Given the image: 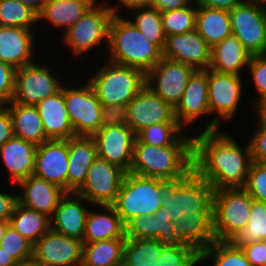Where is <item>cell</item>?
Segmentation results:
<instances>
[{"label":"cell","instance_id":"1","mask_svg":"<svg viewBox=\"0 0 266 266\" xmlns=\"http://www.w3.org/2000/svg\"><path fill=\"white\" fill-rule=\"evenodd\" d=\"M224 130L193 136V169L213 190L243 188L253 162L249 141L240 146Z\"/></svg>","mask_w":266,"mask_h":266},{"label":"cell","instance_id":"2","mask_svg":"<svg viewBox=\"0 0 266 266\" xmlns=\"http://www.w3.org/2000/svg\"><path fill=\"white\" fill-rule=\"evenodd\" d=\"M107 60L138 68L145 73L163 57V52L151 43L128 18L114 15L109 26Z\"/></svg>","mask_w":266,"mask_h":266},{"label":"cell","instance_id":"3","mask_svg":"<svg viewBox=\"0 0 266 266\" xmlns=\"http://www.w3.org/2000/svg\"><path fill=\"white\" fill-rule=\"evenodd\" d=\"M193 145L151 146L135 139L130 173L150 178L175 179L193 167Z\"/></svg>","mask_w":266,"mask_h":266},{"label":"cell","instance_id":"4","mask_svg":"<svg viewBox=\"0 0 266 266\" xmlns=\"http://www.w3.org/2000/svg\"><path fill=\"white\" fill-rule=\"evenodd\" d=\"M87 81L101 104H128L146 85V73L109 60Z\"/></svg>","mask_w":266,"mask_h":266},{"label":"cell","instance_id":"5","mask_svg":"<svg viewBox=\"0 0 266 266\" xmlns=\"http://www.w3.org/2000/svg\"><path fill=\"white\" fill-rule=\"evenodd\" d=\"M111 206L124 224L140 214L154 215L162 207L159 179L126 173Z\"/></svg>","mask_w":266,"mask_h":266},{"label":"cell","instance_id":"6","mask_svg":"<svg viewBox=\"0 0 266 266\" xmlns=\"http://www.w3.org/2000/svg\"><path fill=\"white\" fill-rule=\"evenodd\" d=\"M253 197L244 188H224L213 192V232L215 240L227 241L249 221Z\"/></svg>","mask_w":266,"mask_h":266},{"label":"cell","instance_id":"7","mask_svg":"<svg viewBox=\"0 0 266 266\" xmlns=\"http://www.w3.org/2000/svg\"><path fill=\"white\" fill-rule=\"evenodd\" d=\"M113 16L107 2L96 3L63 34L64 45L69 46L75 57L86 55L105 41L109 46V26Z\"/></svg>","mask_w":266,"mask_h":266},{"label":"cell","instance_id":"8","mask_svg":"<svg viewBox=\"0 0 266 266\" xmlns=\"http://www.w3.org/2000/svg\"><path fill=\"white\" fill-rule=\"evenodd\" d=\"M242 76L215 72L208 68V105L215 115L202 131H217L223 120L235 117L242 96Z\"/></svg>","mask_w":266,"mask_h":266},{"label":"cell","instance_id":"9","mask_svg":"<svg viewBox=\"0 0 266 266\" xmlns=\"http://www.w3.org/2000/svg\"><path fill=\"white\" fill-rule=\"evenodd\" d=\"M232 34L251 55L266 54V8L255 0L230 11Z\"/></svg>","mask_w":266,"mask_h":266},{"label":"cell","instance_id":"10","mask_svg":"<svg viewBox=\"0 0 266 266\" xmlns=\"http://www.w3.org/2000/svg\"><path fill=\"white\" fill-rule=\"evenodd\" d=\"M81 87L64 85V100L75 135L92 136L102 127V104L87 81Z\"/></svg>","mask_w":266,"mask_h":266},{"label":"cell","instance_id":"11","mask_svg":"<svg viewBox=\"0 0 266 266\" xmlns=\"http://www.w3.org/2000/svg\"><path fill=\"white\" fill-rule=\"evenodd\" d=\"M51 72L49 67L35 61L16 69L14 94L10 102L35 106L59 92L63 85Z\"/></svg>","mask_w":266,"mask_h":266},{"label":"cell","instance_id":"12","mask_svg":"<svg viewBox=\"0 0 266 266\" xmlns=\"http://www.w3.org/2000/svg\"><path fill=\"white\" fill-rule=\"evenodd\" d=\"M125 174L118 166L97 156L88 168L84 184L76 193L91 203V207L112 205Z\"/></svg>","mask_w":266,"mask_h":266},{"label":"cell","instance_id":"13","mask_svg":"<svg viewBox=\"0 0 266 266\" xmlns=\"http://www.w3.org/2000/svg\"><path fill=\"white\" fill-rule=\"evenodd\" d=\"M192 66L162 57L146 73V85L173 108L180 102L191 75Z\"/></svg>","mask_w":266,"mask_h":266},{"label":"cell","instance_id":"14","mask_svg":"<svg viewBox=\"0 0 266 266\" xmlns=\"http://www.w3.org/2000/svg\"><path fill=\"white\" fill-rule=\"evenodd\" d=\"M83 241L52 229L33 245L32 259L39 266H82Z\"/></svg>","mask_w":266,"mask_h":266},{"label":"cell","instance_id":"15","mask_svg":"<svg viewBox=\"0 0 266 266\" xmlns=\"http://www.w3.org/2000/svg\"><path fill=\"white\" fill-rule=\"evenodd\" d=\"M98 157L130 172L136 134L128 125L101 127L92 135Z\"/></svg>","mask_w":266,"mask_h":266},{"label":"cell","instance_id":"16","mask_svg":"<svg viewBox=\"0 0 266 266\" xmlns=\"http://www.w3.org/2000/svg\"><path fill=\"white\" fill-rule=\"evenodd\" d=\"M158 123H178L174 108L155 94L147 85L128 103L127 124L137 134Z\"/></svg>","mask_w":266,"mask_h":266},{"label":"cell","instance_id":"17","mask_svg":"<svg viewBox=\"0 0 266 266\" xmlns=\"http://www.w3.org/2000/svg\"><path fill=\"white\" fill-rule=\"evenodd\" d=\"M68 160V140H47L37 145L33 175L67 192Z\"/></svg>","mask_w":266,"mask_h":266},{"label":"cell","instance_id":"18","mask_svg":"<svg viewBox=\"0 0 266 266\" xmlns=\"http://www.w3.org/2000/svg\"><path fill=\"white\" fill-rule=\"evenodd\" d=\"M211 48L194 29L186 33L167 36L163 57L185 63L196 70H207L211 64Z\"/></svg>","mask_w":266,"mask_h":266},{"label":"cell","instance_id":"19","mask_svg":"<svg viewBox=\"0 0 266 266\" xmlns=\"http://www.w3.org/2000/svg\"><path fill=\"white\" fill-rule=\"evenodd\" d=\"M177 122L183 127L208 115V69L196 70L190 77L180 102L174 108Z\"/></svg>","mask_w":266,"mask_h":266},{"label":"cell","instance_id":"20","mask_svg":"<svg viewBox=\"0 0 266 266\" xmlns=\"http://www.w3.org/2000/svg\"><path fill=\"white\" fill-rule=\"evenodd\" d=\"M83 203V204H82ZM91 205L84 197L74 192H66L59 200L51 220V229L68 237L83 239L86 219Z\"/></svg>","mask_w":266,"mask_h":266},{"label":"cell","instance_id":"21","mask_svg":"<svg viewBox=\"0 0 266 266\" xmlns=\"http://www.w3.org/2000/svg\"><path fill=\"white\" fill-rule=\"evenodd\" d=\"M176 240L194 248L199 254L213 241V212H183L181 219L173 222Z\"/></svg>","mask_w":266,"mask_h":266},{"label":"cell","instance_id":"22","mask_svg":"<svg viewBox=\"0 0 266 266\" xmlns=\"http://www.w3.org/2000/svg\"><path fill=\"white\" fill-rule=\"evenodd\" d=\"M17 184V187L24 190L23 195L19 193L17 195L18 203L49 217L52 216L59 200L66 193L59 186L35 175H30Z\"/></svg>","mask_w":266,"mask_h":266},{"label":"cell","instance_id":"23","mask_svg":"<svg viewBox=\"0 0 266 266\" xmlns=\"http://www.w3.org/2000/svg\"><path fill=\"white\" fill-rule=\"evenodd\" d=\"M33 33L32 30L22 27L0 26V61L15 69L33 63L35 49Z\"/></svg>","mask_w":266,"mask_h":266},{"label":"cell","instance_id":"24","mask_svg":"<svg viewBox=\"0 0 266 266\" xmlns=\"http://www.w3.org/2000/svg\"><path fill=\"white\" fill-rule=\"evenodd\" d=\"M69 169L67 192L76 193L84 184L88 168L97 158V147L92 136L76 135L68 139Z\"/></svg>","mask_w":266,"mask_h":266},{"label":"cell","instance_id":"25","mask_svg":"<svg viewBox=\"0 0 266 266\" xmlns=\"http://www.w3.org/2000/svg\"><path fill=\"white\" fill-rule=\"evenodd\" d=\"M174 225L170 217L161 209L154 215H137L125 224V237L128 239H157L164 246L180 244L173 234Z\"/></svg>","mask_w":266,"mask_h":266},{"label":"cell","instance_id":"26","mask_svg":"<svg viewBox=\"0 0 266 266\" xmlns=\"http://www.w3.org/2000/svg\"><path fill=\"white\" fill-rule=\"evenodd\" d=\"M35 106L38 109L46 137L49 140H68L76 136L66 110L64 86L59 92L44 98Z\"/></svg>","mask_w":266,"mask_h":266},{"label":"cell","instance_id":"27","mask_svg":"<svg viewBox=\"0 0 266 266\" xmlns=\"http://www.w3.org/2000/svg\"><path fill=\"white\" fill-rule=\"evenodd\" d=\"M37 145L13 136L0 147L1 160L10 174L12 184L33 175Z\"/></svg>","mask_w":266,"mask_h":266},{"label":"cell","instance_id":"28","mask_svg":"<svg viewBox=\"0 0 266 266\" xmlns=\"http://www.w3.org/2000/svg\"><path fill=\"white\" fill-rule=\"evenodd\" d=\"M251 54L242 43L231 34L223 41L216 43L211 48V64L209 69L227 74L241 76L249 64Z\"/></svg>","mask_w":266,"mask_h":266},{"label":"cell","instance_id":"29","mask_svg":"<svg viewBox=\"0 0 266 266\" xmlns=\"http://www.w3.org/2000/svg\"><path fill=\"white\" fill-rule=\"evenodd\" d=\"M103 212L89 210L83 243L125 237V224L111 205L97 206Z\"/></svg>","mask_w":266,"mask_h":266},{"label":"cell","instance_id":"30","mask_svg":"<svg viewBox=\"0 0 266 266\" xmlns=\"http://www.w3.org/2000/svg\"><path fill=\"white\" fill-rule=\"evenodd\" d=\"M96 0H49L38 14V23L49 22L54 28H65L63 34L95 4Z\"/></svg>","mask_w":266,"mask_h":266},{"label":"cell","instance_id":"31","mask_svg":"<svg viewBox=\"0 0 266 266\" xmlns=\"http://www.w3.org/2000/svg\"><path fill=\"white\" fill-rule=\"evenodd\" d=\"M13 121L14 136L40 145L49 140L36 106L9 102L4 104Z\"/></svg>","mask_w":266,"mask_h":266},{"label":"cell","instance_id":"32","mask_svg":"<svg viewBox=\"0 0 266 266\" xmlns=\"http://www.w3.org/2000/svg\"><path fill=\"white\" fill-rule=\"evenodd\" d=\"M213 187L195 172L178 188L180 211L213 212Z\"/></svg>","mask_w":266,"mask_h":266},{"label":"cell","instance_id":"33","mask_svg":"<svg viewBox=\"0 0 266 266\" xmlns=\"http://www.w3.org/2000/svg\"><path fill=\"white\" fill-rule=\"evenodd\" d=\"M196 30L213 47L232 34L229 11L197 4Z\"/></svg>","mask_w":266,"mask_h":266},{"label":"cell","instance_id":"34","mask_svg":"<svg viewBox=\"0 0 266 266\" xmlns=\"http://www.w3.org/2000/svg\"><path fill=\"white\" fill-rule=\"evenodd\" d=\"M126 238H115L83 245L82 266H122Z\"/></svg>","mask_w":266,"mask_h":266},{"label":"cell","instance_id":"35","mask_svg":"<svg viewBox=\"0 0 266 266\" xmlns=\"http://www.w3.org/2000/svg\"><path fill=\"white\" fill-rule=\"evenodd\" d=\"M9 222L32 245L51 229V220L48 215L26 208L18 202Z\"/></svg>","mask_w":266,"mask_h":266},{"label":"cell","instance_id":"36","mask_svg":"<svg viewBox=\"0 0 266 266\" xmlns=\"http://www.w3.org/2000/svg\"><path fill=\"white\" fill-rule=\"evenodd\" d=\"M179 123H158L148 126L136 134L139 142L151 146L193 145V137L183 134Z\"/></svg>","mask_w":266,"mask_h":266},{"label":"cell","instance_id":"37","mask_svg":"<svg viewBox=\"0 0 266 266\" xmlns=\"http://www.w3.org/2000/svg\"><path fill=\"white\" fill-rule=\"evenodd\" d=\"M165 246L157 239H128L122 266H160L158 257Z\"/></svg>","mask_w":266,"mask_h":266},{"label":"cell","instance_id":"38","mask_svg":"<svg viewBox=\"0 0 266 266\" xmlns=\"http://www.w3.org/2000/svg\"><path fill=\"white\" fill-rule=\"evenodd\" d=\"M266 240V204L253 199L247 226L238 230L227 241L242 247L256 241Z\"/></svg>","mask_w":266,"mask_h":266},{"label":"cell","instance_id":"39","mask_svg":"<svg viewBox=\"0 0 266 266\" xmlns=\"http://www.w3.org/2000/svg\"><path fill=\"white\" fill-rule=\"evenodd\" d=\"M134 12V13H133ZM135 14L131 20L138 30L162 52L165 48L166 36L163 31L161 12L153 7H145L132 10Z\"/></svg>","mask_w":266,"mask_h":266},{"label":"cell","instance_id":"40","mask_svg":"<svg viewBox=\"0 0 266 266\" xmlns=\"http://www.w3.org/2000/svg\"><path fill=\"white\" fill-rule=\"evenodd\" d=\"M213 261L212 266H251L240 247L232 246L228 241H213L200 252L201 261Z\"/></svg>","mask_w":266,"mask_h":266},{"label":"cell","instance_id":"41","mask_svg":"<svg viewBox=\"0 0 266 266\" xmlns=\"http://www.w3.org/2000/svg\"><path fill=\"white\" fill-rule=\"evenodd\" d=\"M196 15V0L182 8L161 12L165 36L178 35L196 29Z\"/></svg>","mask_w":266,"mask_h":266},{"label":"cell","instance_id":"42","mask_svg":"<svg viewBox=\"0 0 266 266\" xmlns=\"http://www.w3.org/2000/svg\"><path fill=\"white\" fill-rule=\"evenodd\" d=\"M36 22H38V14L29 6L17 1L0 0V26L32 30Z\"/></svg>","mask_w":266,"mask_h":266},{"label":"cell","instance_id":"43","mask_svg":"<svg viewBox=\"0 0 266 266\" xmlns=\"http://www.w3.org/2000/svg\"><path fill=\"white\" fill-rule=\"evenodd\" d=\"M194 173L193 167L182 177L175 179H159V190L161 193L162 207L167 217L172 222L181 219L183 211L178 205V188Z\"/></svg>","mask_w":266,"mask_h":266},{"label":"cell","instance_id":"44","mask_svg":"<svg viewBox=\"0 0 266 266\" xmlns=\"http://www.w3.org/2000/svg\"><path fill=\"white\" fill-rule=\"evenodd\" d=\"M160 266H197L200 254L186 245L165 246L158 257Z\"/></svg>","mask_w":266,"mask_h":266},{"label":"cell","instance_id":"45","mask_svg":"<svg viewBox=\"0 0 266 266\" xmlns=\"http://www.w3.org/2000/svg\"><path fill=\"white\" fill-rule=\"evenodd\" d=\"M0 246L17 262H24L32 259L33 245L11 225L7 227Z\"/></svg>","mask_w":266,"mask_h":266},{"label":"cell","instance_id":"46","mask_svg":"<svg viewBox=\"0 0 266 266\" xmlns=\"http://www.w3.org/2000/svg\"><path fill=\"white\" fill-rule=\"evenodd\" d=\"M243 188L253 199L266 204V163L252 162Z\"/></svg>","mask_w":266,"mask_h":266},{"label":"cell","instance_id":"47","mask_svg":"<svg viewBox=\"0 0 266 266\" xmlns=\"http://www.w3.org/2000/svg\"><path fill=\"white\" fill-rule=\"evenodd\" d=\"M247 69L259 97L254 103L256 108L266 101V54L251 55Z\"/></svg>","mask_w":266,"mask_h":266},{"label":"cell","instance_id":"48","mask_svg":"<svg viewBox=\"0 0 266 266\" xmlns=\"http://www.w3.org/2000/svg\"><path fill=\"white\" fill-rule=\"evenodd\" d=\"M255 133L248 140L251 148L253 161L266 163V123L258 116Z\"/></svg>","mask_w":266,"mask_h":266},{"label":"cell","instance_id":"49","mask_svg":"<svg viewBox=\"0 0 266 266\" xmlns=\"http://www.w3.org/2000/svg\"><path fill=\"white\" fill-rule=\"evenodd\" d=\"M102 127L120 126L128 122V104H102Z\"/></svg>","mask_w":266,"mask_h":266},{"label":"cell","instance_id":"50","mask_svg":"<svg viewBox=\"0 0 266 266\" xmlns=\"http://www.w3.org/2000/svg\"><path fill=\"white\" fill-rule=\"evenodd\" d=\"M16 69L0 61V104L9 103L14 94Z\"/></svg>","mask_w":266,"mask_h":266},{"label":"cell","instance_id":"51","mask_svg":"<svg viewBox=\"0 0 266 266\" xmlns=\"http://www.w3.org/2000/svg\"><path fill=\"white\" fill-rule=\"evenodd\" d=\"M251 266H266V240L256 241L242 246Z\"/></svg>","mask_w":266,"mask_h":266},{"label":"cell","instance_id":"52","mask_svg":"<svg viewBox=\"0 0 266 266\" xmlns=\"http://www.w3.org/2000/svg\"><path fill=\"white\" fill-rule=\"evenodd\" d=\"M13 136V121L9 110L4 104H0V147Z\"/></svg>","mask_w":266,"mask_h":266},{"label":"cell","instance_id":"53","mask_svg":"<svg viewBox=\"0 0 266 266\" xmlns=\"http://www.w3.org/2000/svg\"><path fill=\"white\" fill-rule=\"evenodd\" d=\"M18 202L17 194H11L0 191V220L10 221L14 207Z\"/></svg>","mask_w":266,"mask_h":266},{"label":"cell","instance_id":"54","mask_svg":"<svg viewBox=\"0 0 266 266\" xmlns=\"http://www.w3.org/2000/svg\"><path fill=\"white\" fill-rule=\"evenodd\" d=\"M117 3L118 4L116 6H111L110 3H107L113 15H120V6L122 9L124 7V10L126 9V12L128 10L129 13L135 9L151 7L152 0H117Z\"/></svg>","mask_w":266,"mask_h":266},{"label":"cell","instance_id":"55","mask_svg":"<svg viewBox=\"0 0 266 266\" xmlns=\"http://www.w3.org/2000/svg\"><path fill=\"white\" fill-rule=\"evenodd\" d=\"M247 1L249 0H196L198 5L227 11Z\"/></svg>","mask_w":266,"mask_h":266},{"label":"cell","instance_id":"56","mask_svg":"<svg viewBox=\"0 0 266 266\" xmlns=\"http://www.w3.org/2000/svg\"><path fill=\"white\" fill-rule=\"evenodd\" d=\"M193 0H152L151 7L160 12L175 10L189 5Z\"/></svg>","mask_w":266,"mask_h":266},{"label":"cell","instance_id":"57","mask_svg":"<svg viewBox=\"0 0 266 266\" xmlns=\"http://www.w3.org/2000/svg\"><path fill=\"white\" fill-rule=\"evenodd\" d=\"M22 3L23 5L29 6L37 14H39L44 7L47 5L49 0H12Z\"/></svg>","mask_w":266,"mask_h":266},{"label":"cell","instance_id":"58","mask_svg":"<svg viewBox=\"0 0 266 266\" xmlns=\"http://www.w3.org/2000/svg\"><path fill=\"white\" fill-rule=\"evenodd\" d=\"M18 262L0 246V266H14Z\"/></svg>","mask_w":266,"mask_h":266},{"label":"cell","instance_id":"59","mask_svg":"<svg viewBox=\"0 0 266 266\" xmlns=\"http://www.w3.org/2000/svg\"><path fill=\"white\" fill-rule=\"evenodd\" d=\"M256 110L257 115L266 123V106L264 104L258 105Z\"/></svg>","mask_w":266,"mask_h":266},{"label":"cell","instance_id":"60","mask_svg":"<svg viewBox=\"0 0 266 266\" xmlns=\"http://www.w3.org/2000/svg\"><path fill=\"white\" fill-rule=\"evenodd\" d=\"M9 225H10L9 221L0 220V243H1L2 238L4 237L5 231Z\"/></svg>","mask_w":266,"mask_h":266},{"label":"cell","instance_id":"61","mask_svg":"<svg viewBox=\"0 0 266 266\" xmlns=\"http://www.w3.org/2000/svg\"><path fill=\"white\" fill-rule=\"evenodd\" d=\"M14 266H39L33 259L24 261V262H18Z\"/></svg>","mask_w":266,"mask_h":266},{"label":"cell","instance_id":"62","mask_svg":"<svg viewBox=\"0 0 266 266\" xmlns=\"http://www.w3.org/2000/svg\"><path fill=\"white\" fill-rule=\"evenodd\" d=\"M257 1L261 6L266 8V0H255Z\"/></svg>","mask_w":266,"mask_h":266}]
</instances>
